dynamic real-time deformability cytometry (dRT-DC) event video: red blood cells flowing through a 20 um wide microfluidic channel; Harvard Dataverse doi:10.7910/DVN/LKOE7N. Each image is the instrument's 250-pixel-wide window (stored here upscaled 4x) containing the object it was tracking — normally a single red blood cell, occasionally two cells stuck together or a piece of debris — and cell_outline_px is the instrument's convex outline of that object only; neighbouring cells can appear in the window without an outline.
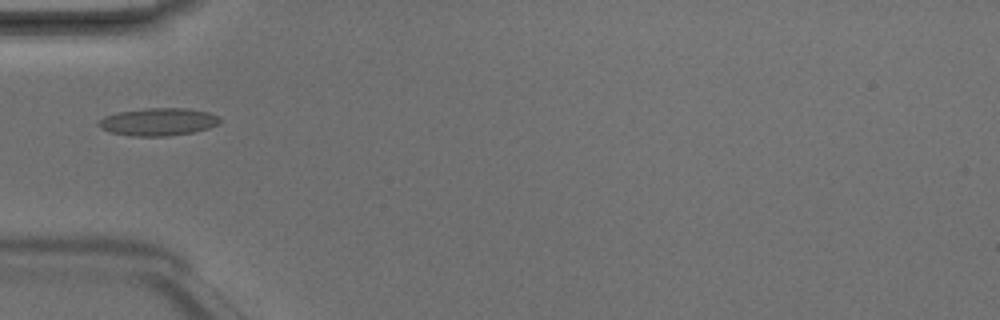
{"species": "Egyptian fruit bat (a non-hibernating species)", "species_latin": "Rousettus aegyptiacus", "temperature_condition": "room temperature", "stored_images_in_passage": 5, "camera_frame_rate_fps": 3000, "um_per_image_px": 0.085, "animal": {"sex": "male"}, "frame": {"image": 1, "passage_image": 5, "time_ms": 1.333, "image_size_px": [1000, 320], "cell_outline_px": [[220, 120], [216, 124], [208, 128], [192, 132], [168, 136], [132, 136], [108, 132], [100, 128], [96, 124], [104, 116], [120, 112], [144, 108], [188, 108], [208, 112], [220, 116]], "centroid_in_image_um": [13.42, 10.35], "position_along_channel_um": 71.6, "area_um2": 19.54}}